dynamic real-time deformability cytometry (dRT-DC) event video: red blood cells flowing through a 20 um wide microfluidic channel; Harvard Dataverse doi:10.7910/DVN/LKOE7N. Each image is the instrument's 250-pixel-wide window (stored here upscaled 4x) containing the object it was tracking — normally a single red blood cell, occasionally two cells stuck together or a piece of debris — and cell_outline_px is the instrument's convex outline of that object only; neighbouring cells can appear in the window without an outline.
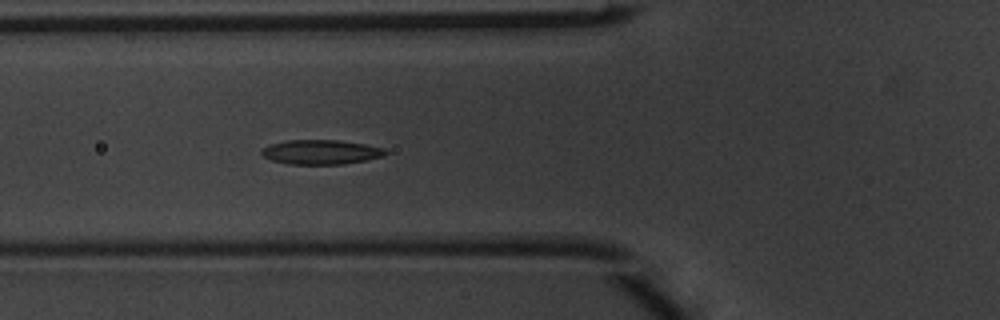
{"species": "common noctule bat (a hibernating species)", "species_latin": "Nyctalus noctula", "temperature_condition": "warm", "stored_images_in_passage": 5, "camera_frame_rate_fps": 3000, "um_per_image_px": 0.085, "animal": {"sex": "male", "body_mass_g": 20.1, "forearm_length_mm": 53.5}, "frame": {"image": 1, "passage_image": 5, "time_ms": 1.333, "image_size_px": [1000, 320], "cell_outline_px": [[388, 152], [384, 156], [344, 164], [288, 164], [272, 160], [264, 156], [260, 152], [260, 148], [268, 144], [288, 140], [340, 140], [364, 144], [384, 148]], "centroid_in_image_um": [27.24, 12.92], "position_along_channel_um": 98.6, "area_um2": 17.74}}